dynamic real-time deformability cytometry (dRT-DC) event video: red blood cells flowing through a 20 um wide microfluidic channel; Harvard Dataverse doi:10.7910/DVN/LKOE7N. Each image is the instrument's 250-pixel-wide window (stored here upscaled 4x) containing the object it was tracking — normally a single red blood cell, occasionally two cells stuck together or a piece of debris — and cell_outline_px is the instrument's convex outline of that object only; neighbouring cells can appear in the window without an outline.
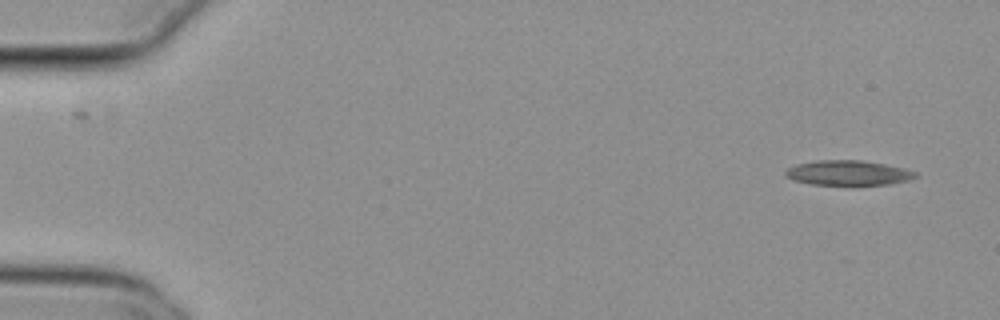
{"species": "common noctule bat (a hibernating species)", "species_latin": "Nyctalus noctula", "temperature_condition": "cold", "stored_images_in_passage": 53, "camera_frame_rate_fps": 3000, "um_per_image_px": 0.085, "animal": {"sex": "female", "body_mass_g": 29.2, "forearm_length_mm": 56.3}, "frame": {"image": 1, "passage_image": 1, "time_ms": 0.0, "image_size_px": [1000, 320], "cell_outline_px": [[916, 176], [908, 180], [888, 184], [860, 188], [812, 184], [792, 180], [784, 176], [784, 172], [788, 168], [796, 164], [816, 160], [860, 160], [884, 164], [904, 168], [916, 172]], "centroid_in_image_um": [72.06, 14.74], "position_along_channel_um": 12.9, "area_um2": 19.71}}
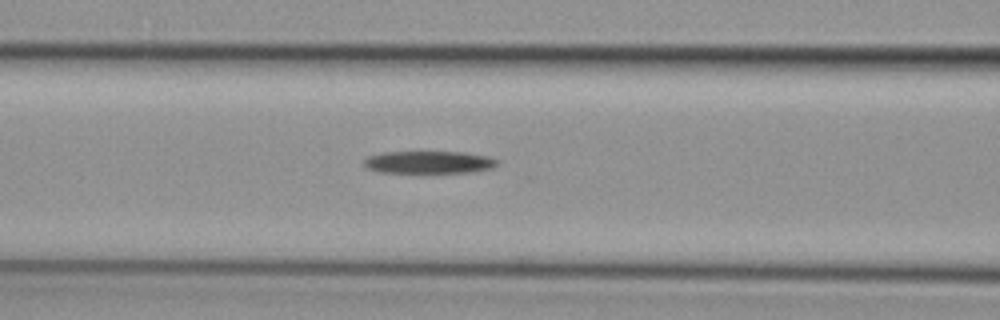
{"frame": {"image": 2, "passage_image": 21, "time_ms": 6.667, "image_size_px": [1000, 320], "cell_outline_px": [[500, 164], [492, 168], [472, 172], [380, 172], [364, 168], [364, 160], [368, 156], [384, 152], [464, 152], [488, 156], [500, 160]], "centroid_in_image_um": [36.49, 13.78], "position_along_channel_um": 130.1, "area_um2": 17.51}}
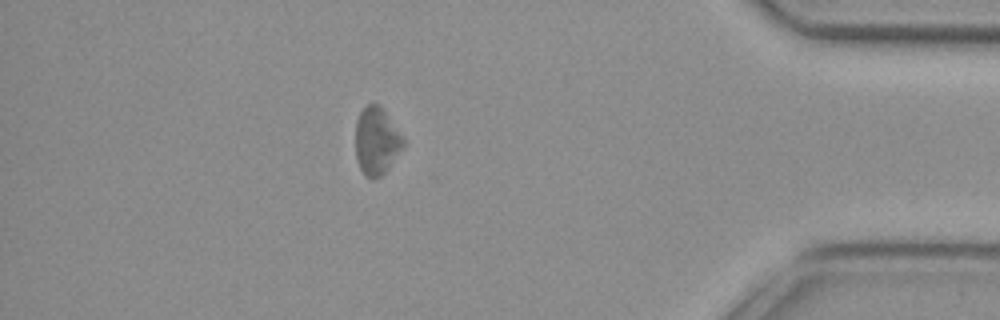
{"frame": {"image": 3, "passage_image": 46, "time_ms": 15.0, "image_size_px": [1000, 320], "cell_outline_px": [[404, 144], [388, 168], [380, 176], [372, 180], [364, 176], [356, 160], [356, 120], [360, 112], [368, 104], [380, 104], [404, 140]], "centroid_in_image_um": [31.97, 12.0], "position_along_channel_um": 403.2, "area_um2": 18.5}, "authors_computed_cell_mechanics": {"area_um2": 19.1318, "velocity_mm_per_s": 3.7762, "shape_relaxation_time_tau1_ms": 5.6867, "shape_relaxation_time_tau2_ms": null, "deformation_change_tau1": 0.1046, "deformation_change_tau2": null}}